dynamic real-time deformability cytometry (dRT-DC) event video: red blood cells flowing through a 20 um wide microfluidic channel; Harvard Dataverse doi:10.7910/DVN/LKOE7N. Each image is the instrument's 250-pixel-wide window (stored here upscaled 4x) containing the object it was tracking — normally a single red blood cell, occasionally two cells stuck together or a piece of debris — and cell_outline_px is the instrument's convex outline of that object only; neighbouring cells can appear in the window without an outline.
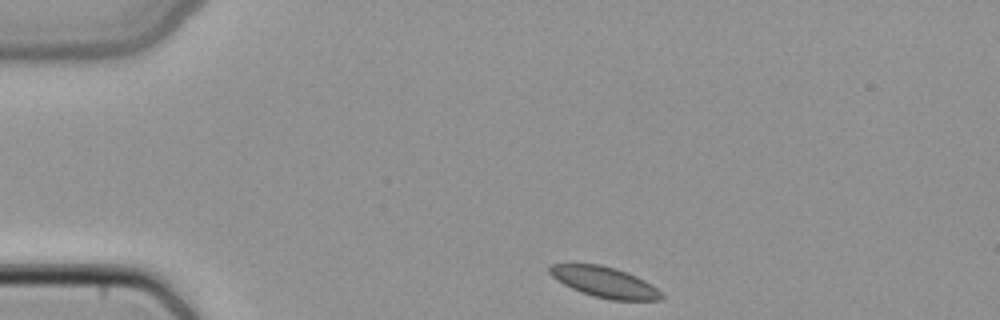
{"species": "common noctule bat (a hibernating species)", "species_latin": "Nyctalus noctula", "temperature_condition": "cold", "stored_images_in_passage": 41, "camera_frame_rate_fps": 3000, "um_per_image_px": 0.085, "animal": {"sex": "female", "body_mass_g": 22.7, "forearm_length_mm": 54.2}, "frame": {"image": 1, "passage_image": 1, "time_ms": 0.0, "image_size_px": [1000, 320], "cell_outline_px": [[664, 296], [660, 300], [612, 300], [592, 296], [572, 288], [556, 280], [548, 272], [548, 264], [600, 264], [616, 268], [628, 272], [652, 284]], "centroid_in_image_um": [51.37, 23.97], "position_along_channel_um": 33.6, "area_um2": 20.0}}
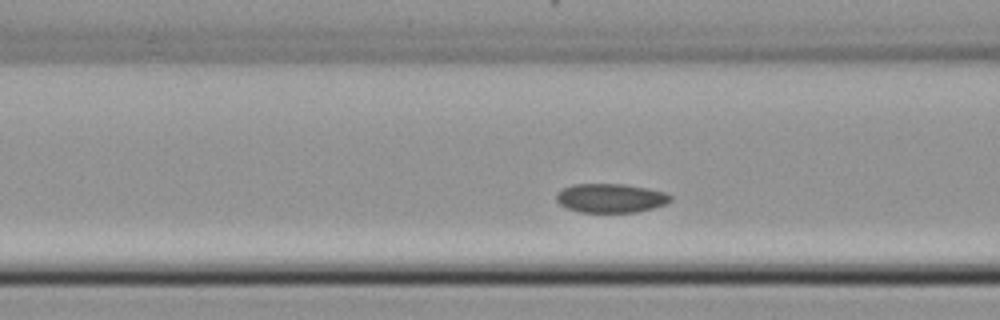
{"frame": {"image": 2, "passage_image": 11, "time_ms": 3.333, "image_size_px": [1000, 320], "cell_outline_px": [[672, 200], [664, 204], [652, 208], [636, 212], [580, 212], [568, 208], [560, 204], [556, 200], [556, 196], [564, 188], [572, 184], [624, 184], [648, 188], [664, 192], [672, 196]], "centroid_in_image_um": [51.92, 16.83], "position_along_channel_um": 114.7, "area_um2": 19.13}}
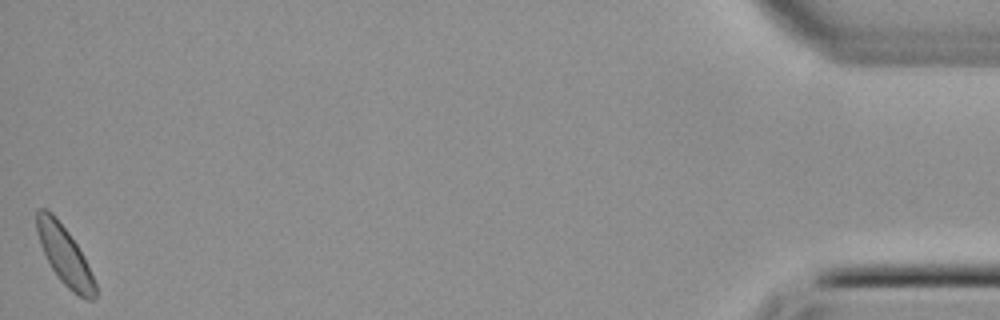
{"frame": {"image": 3, "passage_image": 41, "time_ms": 13.333, "image_size_px": [1000, 320], "cell_outline_px": [[96, 300], [84, 300], [72, 292], [60, 280], [52, 268], [40, 244], [36, 232], [36, 208], [48, 208], [52, 212], [68, 232], [84, 256], [96, 284]], "centroid_in_image_um": [5.49, 21.71], "position_along_channel_um": 429.7, "area_um2": 20.0}}